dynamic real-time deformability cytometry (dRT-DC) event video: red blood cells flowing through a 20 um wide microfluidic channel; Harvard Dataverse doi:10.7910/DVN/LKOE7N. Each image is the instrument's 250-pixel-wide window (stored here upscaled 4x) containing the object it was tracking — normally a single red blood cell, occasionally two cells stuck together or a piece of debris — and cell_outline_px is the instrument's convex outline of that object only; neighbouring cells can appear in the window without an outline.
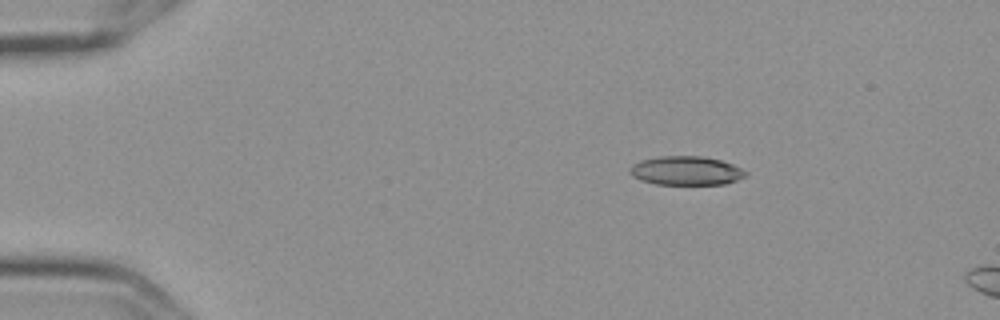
{"species": "Egyptian fruit bat (a non-hibernating species)", "species_latin": "Rousettus aegyptiacus", "temperature_condition": "cold", "stored_images_in_passage": 4, "camera_frame_rate_fps": 3000, "um_per_image_px": 0.085, "frame": {"image": 1, "passage_image": 2, "time_ms": 0.333, "image_size_px": [1000, 320], "cell_outline_px": [[748, 176], [724, 184], [656, 184], [640, 180], [632, 176], [628, 172], [628, 168], [632, 164], [640, 160], [660, 156], [700, 156], [720, 160], [732, 164], [748, 172]], "centroid_in_image_um": [58.28, 14.51], "position_along_channel_um": 26.7, "area_um2": 19.59}}